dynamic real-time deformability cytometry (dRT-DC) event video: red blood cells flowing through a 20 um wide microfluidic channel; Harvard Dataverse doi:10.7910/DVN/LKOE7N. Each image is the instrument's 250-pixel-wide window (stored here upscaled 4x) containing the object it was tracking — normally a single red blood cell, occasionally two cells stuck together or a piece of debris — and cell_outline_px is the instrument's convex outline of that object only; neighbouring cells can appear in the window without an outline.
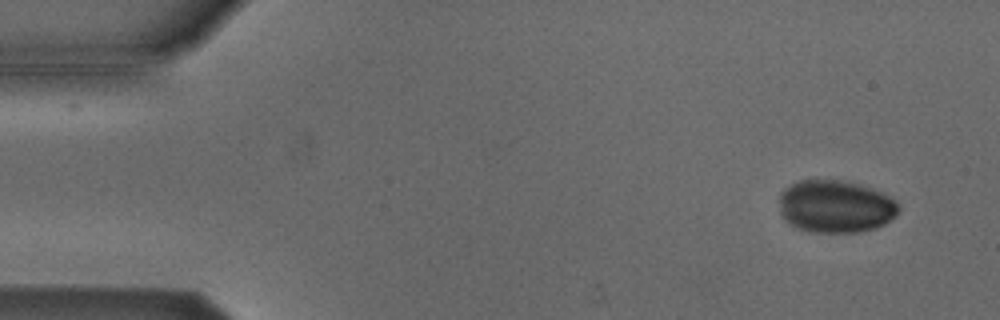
{"species": "Egyptian fruit bat (a non-hibernating species)", "species_latin": "Rousettus aegyptiacus", "temperature_condition": "cold", "stored_images_in_passage": 40, "camera_frame_rate_fps": 3000, "um_per_image_px": 0.085, "animal": {"sex": "male"}, "frame": {"image": 1, "passage_image": 3, "time_ms": 0.667, "image_size_px": [1000, 320], "cell_outline_px": [[900, 208], [896, 216], [884, 224], [876, 228], [860, 232], [812, 232], [800, 228], [792, 224], [780, 212], [780, 192], [784, 188], [800, 180], [840, 180], [860, 184], [872, 188], [896, 200], [900, 204]], "centroid_in_image_um": [71.06, 17.54], "position_along_channel_um": 13.9, "area_um2": 36.53}}
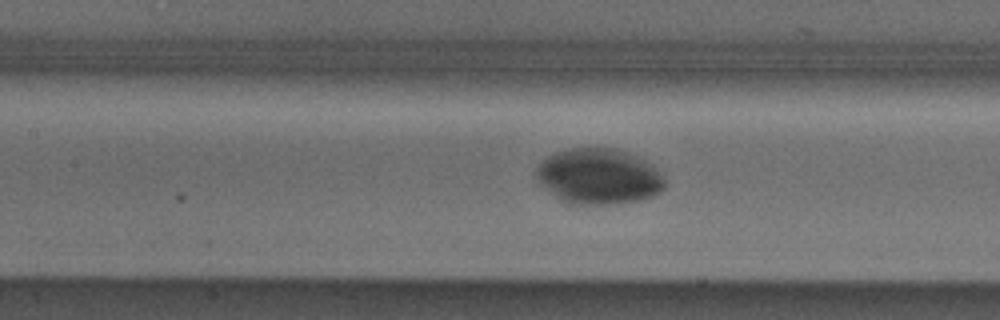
{"frame": {"image": 2, "passage_image": 23, "time_ms": 7.333, "image_size_px": [1000, 320], "cell_outline_px": [[664, 188], [660, 192], [640, 200], [604, 204], [568, 204], [560, 200], [544, 188], [536, 180], [532, 172], [548, 156], [556, 152], [568, 148], [616, 148], [636, 156], [656, 168], [664, 180]], "centroid_in_image_um": [50.82, 14.99], "position_along_channel_um": 156.6, "area_um2": 41.62}}
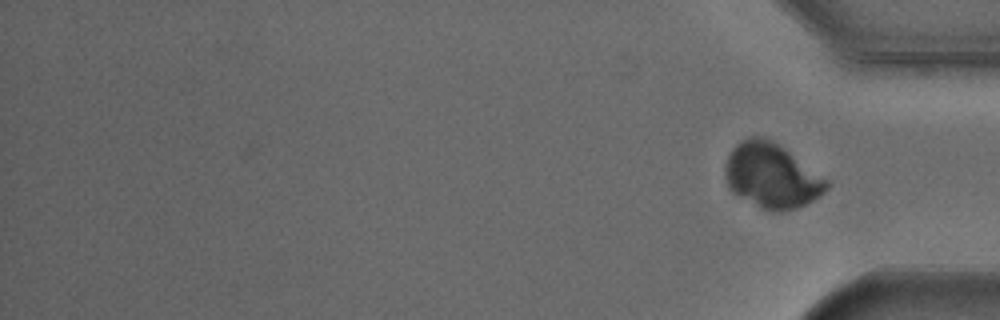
{"frame": {"image": 3, "passage_image": 40, "time_ms": 13.0, "image_size_px": [1000, 320], "cell_outline_px": [[828, 188], [820, 196], [796, 208], [780, 212], [776, 212], [760, 208], [736, 196], [728, 188], [724, 176], [724, 168], [728, 156], [732, 148], [740, 140], [748, 136], [764, 136], [772, 140], [784, 148], [828, 180]], "centroid_in_image_um": [65.53, 14.94], "position_along_channel_um": 369.7, "area_um2": 38.49}}